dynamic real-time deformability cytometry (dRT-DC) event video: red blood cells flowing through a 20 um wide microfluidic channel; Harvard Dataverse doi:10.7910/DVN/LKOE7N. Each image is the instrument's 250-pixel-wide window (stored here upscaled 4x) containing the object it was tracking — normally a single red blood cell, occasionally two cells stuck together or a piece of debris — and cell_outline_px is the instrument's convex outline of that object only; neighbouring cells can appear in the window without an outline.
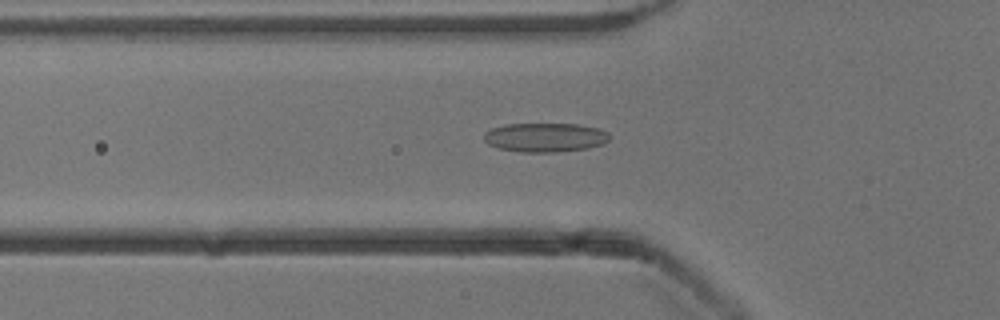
{"species": "common noctule bat (a hibernating species)", "species_latin": "Nyctalus noctula", "temperature_condition": "cold", "stored_images_in_passage": 52, "camera_frame_rate_fps": 3000, "um_per_image_px": 0.085, "animal": {"sex": "male", "body_mass_g": 13.3}, "frame": {"image": 1, "passage_image": 18, "time_ms": 5.667, "image_size_px": [1000, 320], "cell_outline_px": [[608, 140], [604, 144], [588, 148], [556, 152], [520, 152], [500, 148], [488, 144], [484, 140], [484, 132], [492, 128], [504, 124], [576, 124], [596, 128], [608, 132]], "centroid_in_image_um": [46.31, 11.68], "position_along_channel_um": 79.5, "area_um2": 21.21}}
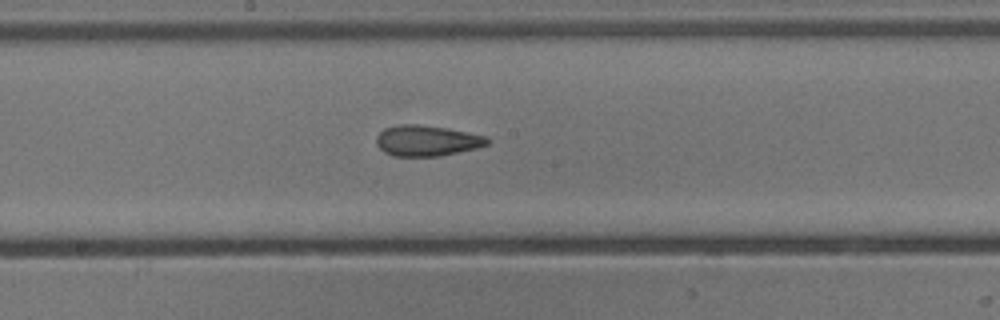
{"frame": {"image": 2, "passage_image": 28, "time_ms": 9.0, "image_size_px": [1000, 320], "cell_outline_px": [[488, 144], [476, 148], [440, 156], [392, 156], [384, 152], [376, 144], [376, 136], [384, 128], [400, 124], [416, 124], [448, 128], [488, 136]], "centroid_in_image_um": [36.27, 11.95], "position_along_channel_um": 211.9, "area_um2": 19.94}}
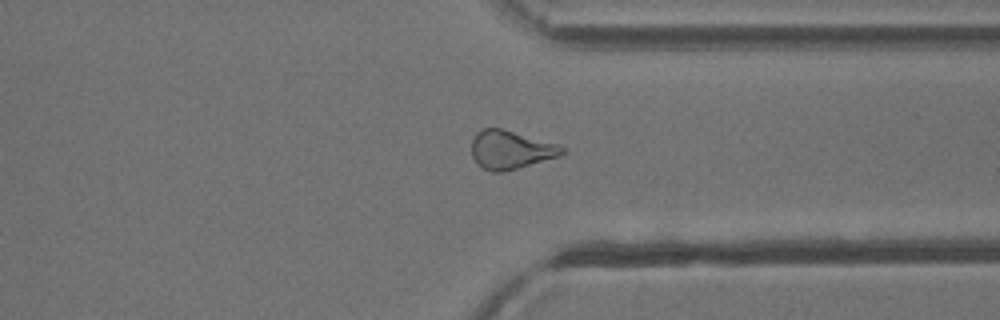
{"frame": {"image": 3, "passage_image": 40, "time_ms": 13.0, "image_size_px": [1000, 320], "cell_outline_px": [[568, 152], [560, 156], [504, 172], [492, 172], [480, 168], [476, 164], [472, 156], [472, 140], [476, 132], [484, 128], [504, 128], [560, 144]], "centroid_in_image_um": [43.42, 12.73], "position_along_channel_um": 368.0, "area_um2": 20.81}, "authors_computed_cell_mechanics": {"area_um2": 20.8369, "velocity_mm_per_s": 3.9376, "shape_relaxation_time_tau1_ms": null, "shape_relaxation_time_tau2_ms": 3.4246, "deformation_change_tau1": null, "deformation_change_tau2": 0.1143}}